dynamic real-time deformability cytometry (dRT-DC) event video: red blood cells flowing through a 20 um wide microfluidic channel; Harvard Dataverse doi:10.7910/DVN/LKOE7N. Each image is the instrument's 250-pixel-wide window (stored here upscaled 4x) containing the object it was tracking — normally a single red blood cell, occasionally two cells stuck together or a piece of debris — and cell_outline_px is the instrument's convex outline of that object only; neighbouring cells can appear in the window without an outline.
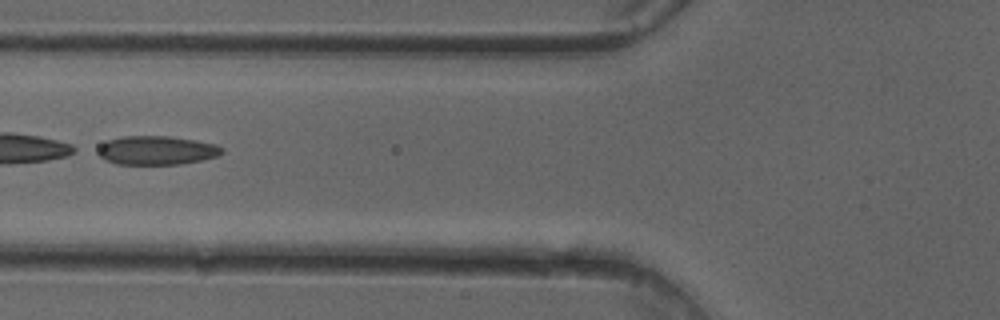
{"species": "common noctule bat (a hibernating species)", "species_latin": "Nyctalus noctula", "temperature_condition": "cold", "stored_images_in_passage": 49, "camera_frame_rate_fps": 3000, "um_per_image_px": 0.085, "animal": {"sex": "female"}, "frame": {"image": 1, "passage_image": 19, "time_ms": 6.0, "image_size_px": [1000, 320], "cell_outline_px": [[224, 152], [216, 156], [200, 160], [180, 164], [116, 164], [104, 160], [92, 152], [100, 144], [108, 140], [124, 136], [168, 136], [196, 140], [216, 144], [224, 148]], "centroid_in_image_um": [13.24, 12.78], "position_along_channel_um": 112.6, "area_um2": 21.15}}
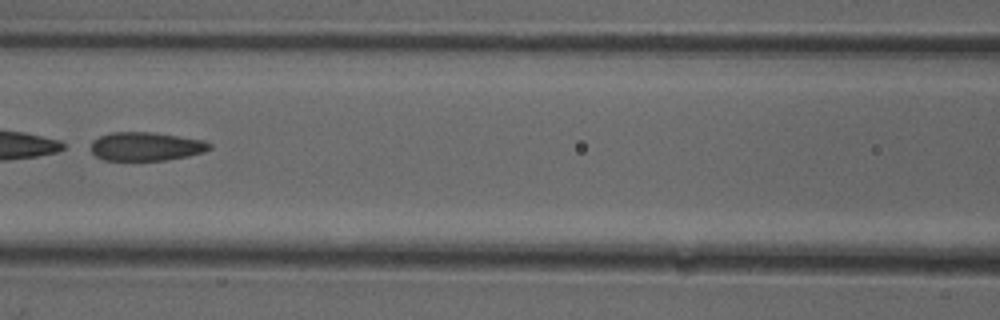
{"frame": {"image": 2, "passage_image": 22, "time_ms": 7.0, "image_size_px": [1000, 320], "cell_outline_px": [[212, 148], [204, 152], [188, 156], [164, 160], [104, 160], [96, 156], [92, 152], [92, 140], [100, 136], [112, 132], [156, 132], [204, 140], [212, 144]], "centroid_in_image_um": [12.44, 12.44], "position_along_channel_um": 154.2, "area_um2": 19.88}}
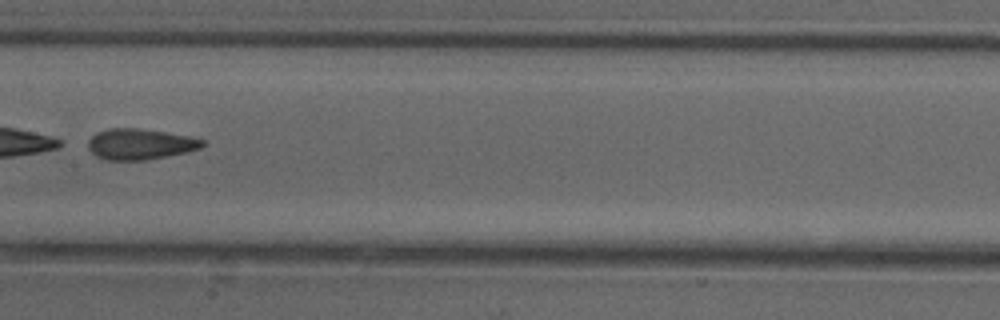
{"frame": {"image": 3, "passage_image": 25, "time_ms": 8.0, "image_size_px": [1000, 320], "cell_outline_px": [[208, 144], [200, 148], [184, 152], [148, 160], [108, 160], [96, 156], [88, 148], [88, 140], [96, 132], [108, 128], [136, 128], [192, 136], [204, 140]], "centroid_in_image_um": [11.91, 12.24], "position_along_channel_um": 195.5, "area_um2": 20.58}}